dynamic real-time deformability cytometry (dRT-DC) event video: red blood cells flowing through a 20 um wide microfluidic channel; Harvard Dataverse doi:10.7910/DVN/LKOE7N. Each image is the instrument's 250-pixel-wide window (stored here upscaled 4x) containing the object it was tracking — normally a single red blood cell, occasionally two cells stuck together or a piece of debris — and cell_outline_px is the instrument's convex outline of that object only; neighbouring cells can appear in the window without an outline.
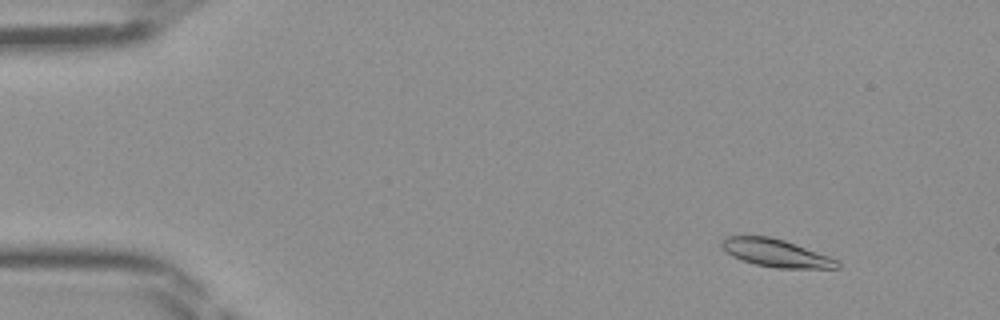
{"species": "Egyptian fruit bat (a non-hibernating species)", "species_latin": "Rousettus aegyptiacus", "temperature_condition": "room temperature", "stored_images_in_passage": 46, "camera_frame_rate_fps": 3000, "um_per_image_px": 0.085, "frame": {"image": 1, "passage_image": 5, "time_ms": 1.333, "image_size_px": [1000, 320], "cell_outline_px": [[840, 268], [776, 268], [756, 264], [732, 256], [720, 244], [728, 236], [768, 236], [784, 240], [828, 256], [836, 260], [840, 264]], "centroid_in_image_um": [65.97, 21.51], "position_along_channel_um": 19.0, "area_um2": 18.21}}
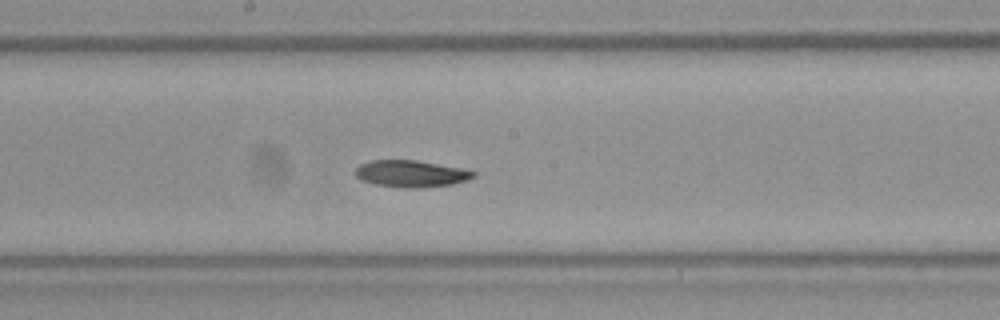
{"frame": {"image": 2, "passage_image": 25, "time_ms": 8.0, "image_size_px": [1000, 320], "cell_outline_px": [[476, 176], [468, 180], [452, 184], [420, 188], [400, 188], [376, 184], [364, 180], [356, 176], [356, 168], [360, 164], [368, 160], [416, 160], [460, 168], [476, 172]], "centroid_in_image_um": [34.95, 14.76], "position_along_channel_um": 213.3, "area_um2": 18.38}}
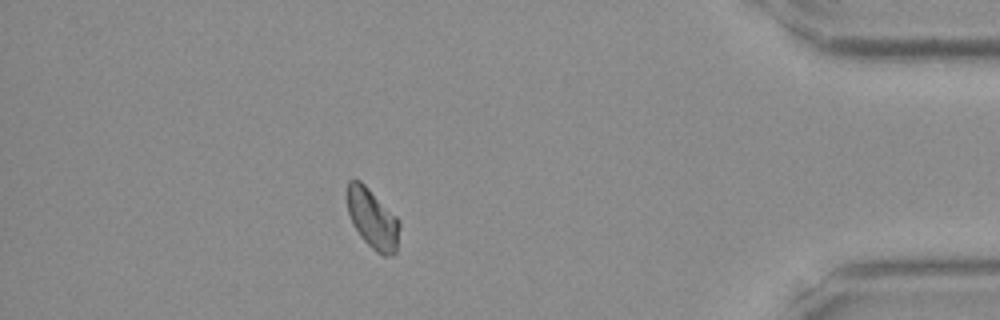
{"frame": {"image": 3, "passage_image": 41, "time_ms": 13.333, "image_size_px": [1000, 320], "cell_outline_px": [[400, 228], [396, 252], [388, 256], [384, 256], [376, 252], [360, 236], [352, 224], [348, 212], [348, 180], [360, 180], [400, 220]], "centroid_in_image_um": [31.68, 18.62], "position_along_channel_um": 403.5, "area_um2": 18.09}}